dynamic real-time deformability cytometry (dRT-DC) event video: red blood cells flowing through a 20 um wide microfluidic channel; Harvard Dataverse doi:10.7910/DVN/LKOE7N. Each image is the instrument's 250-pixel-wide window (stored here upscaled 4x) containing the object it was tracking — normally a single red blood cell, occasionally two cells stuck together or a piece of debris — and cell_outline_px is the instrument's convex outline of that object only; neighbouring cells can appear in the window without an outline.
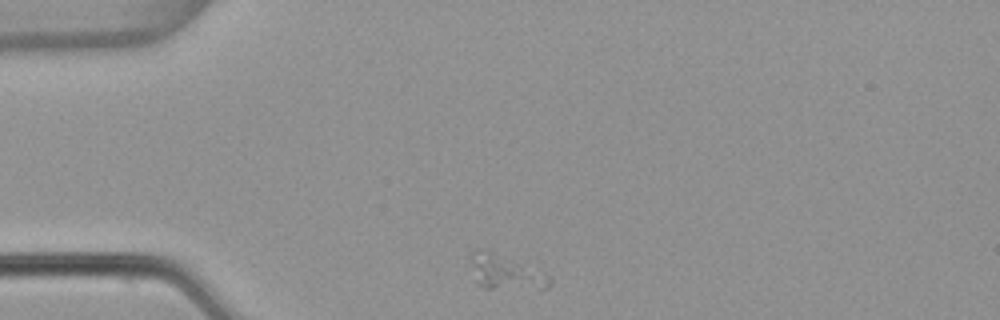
{"species": "common noctule bat (a hibernating species)", "species_latin": "Nyctalus noctula", "temperature_condition": "warm", "stored_images_in_passage": 34, "camera_frame_rate_fps": 3000, "um_per_image_px": 0.085, "animal": {"sex": "female", "body_mass_g": 22.7, "forearm_length_mm": 54.2}, "frame": {"image": 1, "passage_image": 1, "time_ms": 0.0, "image_size_px": [1000, 320], "cell_outline_px": [[552, 284], [548, 288], [484, 288], [476, 284], [472, 260], [472, 252], [476, 248], [492, 252], [552, 276]], "centroid_in_image_um": [43.0, 23.17], "position_along_channel_um": 42.0, "area_um2": 15.26}}
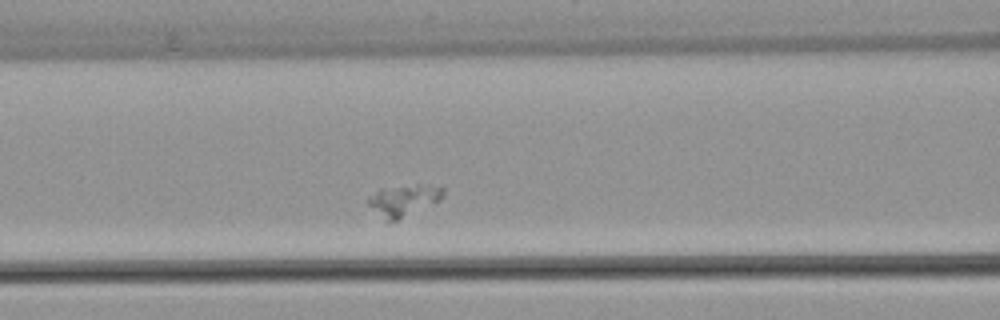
{"frame": {"image": 2, "passage_image": 11, "time_ms": 3.333, "image_size_px": [1000, 320], "cell_outline_px": [[444, 196], [440, 200], [396, 220], [388, 220], [368, 204], [368, 196], [380, 188], [420, 184], [440, 184], [444, 188]], "centroid_in_image_um": [34.38, 16.95], "position_along_channel_um": 132.2, "area_um2": 13.47}}
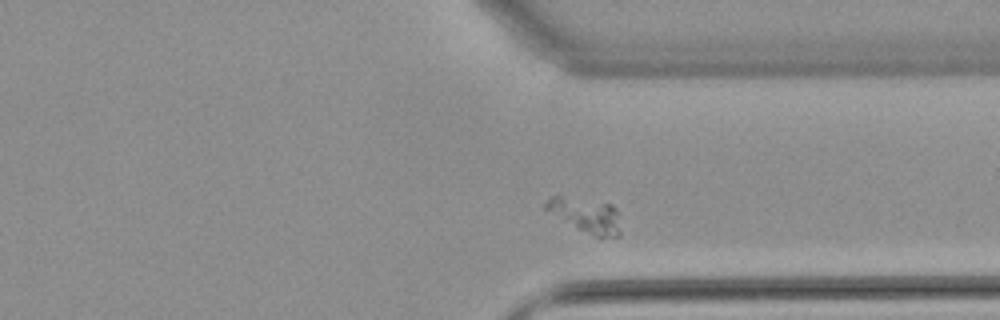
{"frame": {"image": 3, "passage_image": 30, "time_ms": 9.667, "image_size_px": [1000, 320], "cell_outline_px": [[620, 236], [596, 236], [580, 228], [544, 208], [544, 204], [552, 196], [560, 196], [612, 204], [616, 208], [620, 232]], "centroid_in_image_um": [49.85, 18.26], "position_along_channel_um": 361.6, "area_um2": 14.1}}